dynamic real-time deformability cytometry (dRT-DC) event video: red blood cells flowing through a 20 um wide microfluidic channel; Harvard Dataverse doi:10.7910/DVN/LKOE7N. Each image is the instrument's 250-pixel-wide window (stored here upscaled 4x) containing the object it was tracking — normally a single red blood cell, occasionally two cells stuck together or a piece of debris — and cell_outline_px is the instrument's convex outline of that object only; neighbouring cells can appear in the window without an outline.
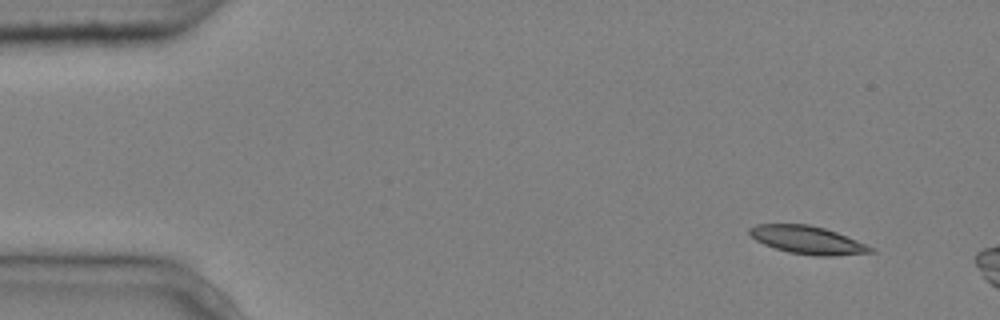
{"species": "common noctule bat (a hibernating species)", "species_latin": "Nyctalus noctula", "temperature_condition": "cold", "stored_images_in_passage": 5, "camera_frame_rate_fps": 3000, "um_per_image_px": 0.085, "animal": {"sex": "male", "body_mass_g": 20.4}, "frame": {"image": 1, "passage_image": 1, "time_ms": 0.0, "image_size_px": [1000, 320], "cell_outline_px": [[876, 252], [832, 256], [812, 256], [788, 252], [764, 244], [756, 240], [748, 232], [748, 228], [756, 224], [808, 224], [824, 228], [836, 232], [876, 248]], "centroid_in_image_um": [68.66, 20.4], "position_along_channel_um": 16.3, "area_um2": 19.77}}
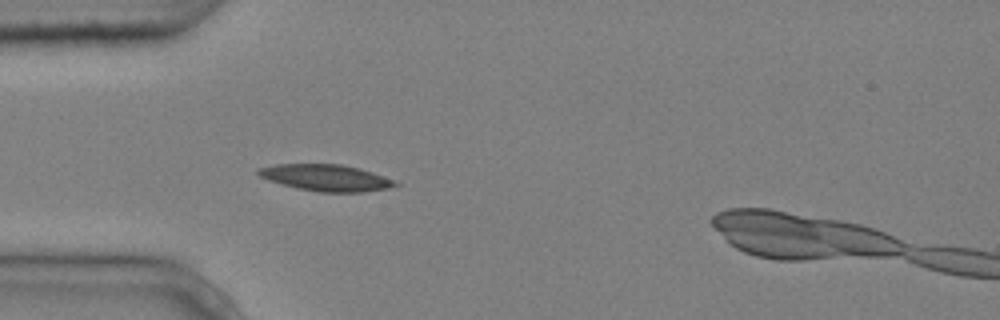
{"frame": {"image": 2, "passage_image": 4, "time_ms": 1.0, "image_size_px": [1000, 320], "cell_outline_px": [[400, 184], [388, 188], [364, 192], [320, 192], [296, 188], [268, 180], [260, 176], [256, 172], [256, 168], [276, 164], [340, 164], [360, 168], [384, 176]], "centroid_in_image_um": [27.68, 15.1], "position_along_channel_um": 57.3, "area_um2": 21.15}}